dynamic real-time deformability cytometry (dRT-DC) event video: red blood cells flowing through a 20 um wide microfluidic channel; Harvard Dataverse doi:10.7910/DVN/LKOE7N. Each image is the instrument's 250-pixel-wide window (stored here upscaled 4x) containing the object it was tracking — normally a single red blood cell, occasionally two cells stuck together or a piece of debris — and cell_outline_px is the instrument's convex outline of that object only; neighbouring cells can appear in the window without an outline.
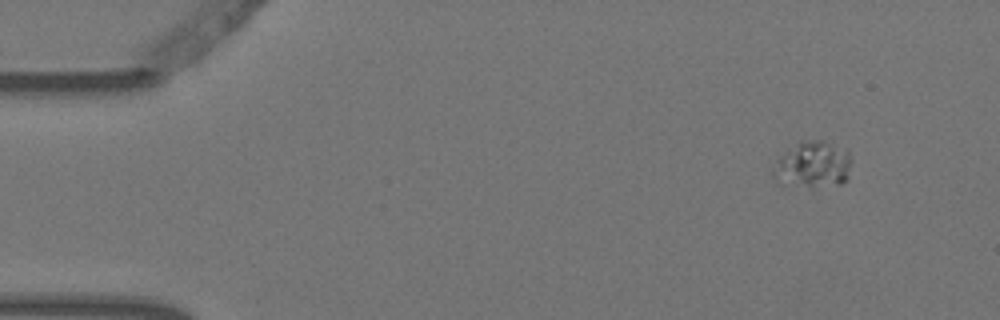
{"species": "Egyptian fruit bat (a non-hibernating species)", "species_latin": "Rousettus aegyptiacus", "temperature_condition": "warm", "stored_images_in_passage": 3, "camera_frame_rate_fps": 3000, "um_per_image_px": 0.085, "animal": {"sex": "female"}, "frame": {"image": 1, "passage_image": 1, "time_ms": 0.0, "image_size_px": [1000, 320], "cell_outline_px": [[852, 160], [848, 180], [840, 184], [812, 192], [776, 184], [772, 176], [772, 168], [780, 156], [784, 152], [800, 140], [824, 140], [848, 148]], "centroid_in_image_um": [69.09, 14.09], "position_along_channel_um": 15.9, "area_um2": 23.18}}